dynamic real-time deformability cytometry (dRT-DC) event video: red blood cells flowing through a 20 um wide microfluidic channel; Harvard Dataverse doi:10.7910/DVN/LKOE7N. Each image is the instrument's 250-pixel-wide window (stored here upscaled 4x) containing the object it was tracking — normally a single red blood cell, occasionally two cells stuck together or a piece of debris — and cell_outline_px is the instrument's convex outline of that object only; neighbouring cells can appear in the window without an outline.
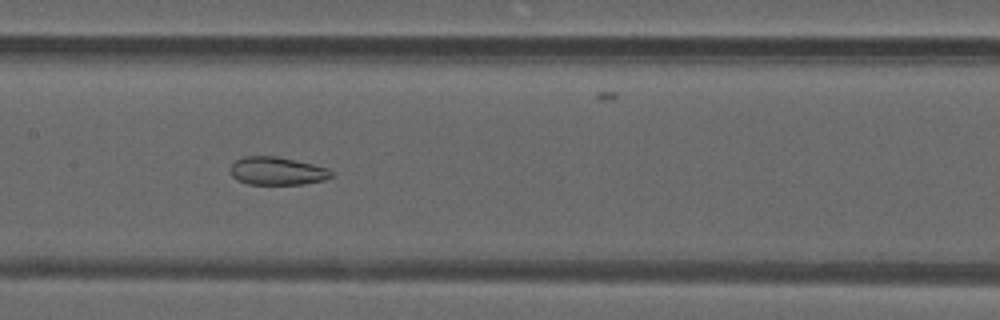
{"species": "common noctule bat (a hibernating species)", "species_latin": "Nyctalus noctula", "temperature_condition": "warm", "stored_images_in_passage": 36, "camera_frame_rate_fps": 3000, "um_per_image_px": 0.085, "animal": {"sex": "male", "forearm_length_mm": 52.5}, "frame": {"image": 1, "passage_image": 12, "time_ms": 3.667, "image_size_px": [1000, 320], "cell_outline_px": [[332, 176], [324, 180], [304, 184], [248, 184], [236, 180], [232, 176], [232, 164], [236, 160], [244, 156], [276, 156], [312, 164], [328, 168], [332, 172]], "centroid_in_image_um": [23.55, 14.54], "position_along_channel_um": 183.8, "area_um2": 16.36}}
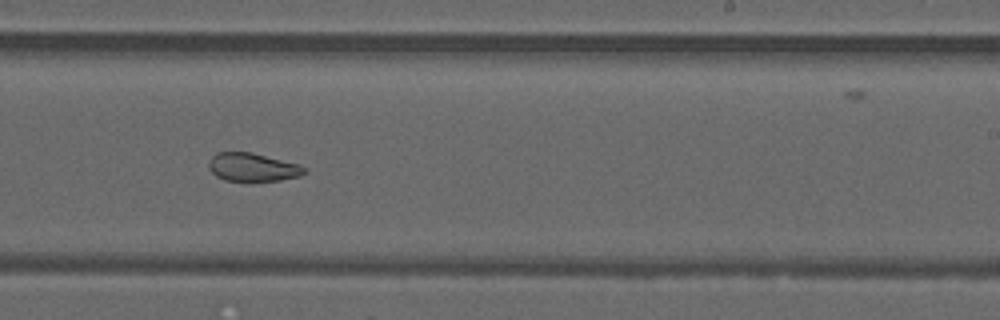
{"frame": {"image": 2, "passage_image": 18, "time_ms": 5.667, "image_size_px": [1000, 320], "cell_outline_px": [[304, 172], [300, 176], [280, 180], [248, 184], [224, 180], [216, 176], [208, 168], [208, 164], [212, 156], [216, 152], [252, 152], [296, 164], [304, 168]], "centroid_in_image_um": [21.4, 14.26], "position_along_channel_um": 267.6, "area_um2": 16.18}}
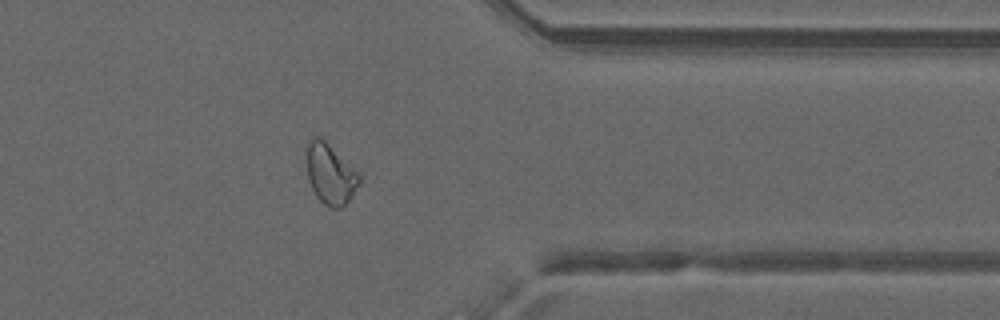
{"frame": {"image": 3, "passage_image": 27, "time_ms": 8.667, "image_size_px": [1000, 320], "cell_outline_px": [[360, 180], [348, 200], [340, 208], [332, 208], [324, 204], [316, 196], [308, 180], [308, 144], [312, 136], [316, 136], [324, 140], [360, 176]], "centroid_in_image_um": [28.04, 14.82], "position_along_channel_um": 383.4, "area_um2": 17.57}, "authors_computed_cell_mechanics": {"area_um2": 18.0047, "velocity_mm_per_s": 4.205, "shape_relaxation_time_tau1_ms": null, "shape_relaxation_time_tau2_ms": 1.0753, "deformation_change_tau1": null, "deformation_change_tau2": 0.0692}}